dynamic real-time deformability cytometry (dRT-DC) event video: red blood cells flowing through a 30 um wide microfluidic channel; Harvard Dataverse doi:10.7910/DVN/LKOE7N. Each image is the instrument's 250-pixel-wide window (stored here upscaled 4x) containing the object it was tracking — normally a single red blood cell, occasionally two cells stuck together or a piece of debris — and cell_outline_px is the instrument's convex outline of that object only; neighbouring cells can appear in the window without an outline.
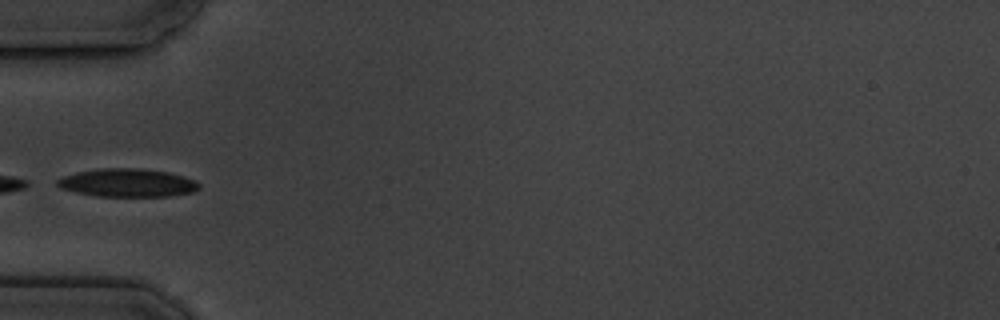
{"species": "common noctule bat (a hibernating species)", "species_latin": "Nyctalus noctula", "temperature_condition": "cold", "stored_images_in_passage": 7, "camera_frame_rate_fps": 3000, "um_per_image_px": 0.085, "animal": {"sex": "male", "body_mass_g": 19.5, "forearm_length_mm": 54.6}, "frame": {"image": 1, "passage_image": 6, "time_ms": 5.667, "image_size_px": [1000, 320], "cell_outline_px": [[200, 188], [192, 192], [168, 196], [96, 196], [76, 192], [60, 188], [56, 184], [56, 180], [64, 176], [76, 172], [100, 168], [140, 168], [168, 172], [184, 176], [196, 180], [200, 184]], "centroid_in_image_um": [10.84, 15.53], "position_along_channel_um": 74.2, "area_um2": 23.35}}